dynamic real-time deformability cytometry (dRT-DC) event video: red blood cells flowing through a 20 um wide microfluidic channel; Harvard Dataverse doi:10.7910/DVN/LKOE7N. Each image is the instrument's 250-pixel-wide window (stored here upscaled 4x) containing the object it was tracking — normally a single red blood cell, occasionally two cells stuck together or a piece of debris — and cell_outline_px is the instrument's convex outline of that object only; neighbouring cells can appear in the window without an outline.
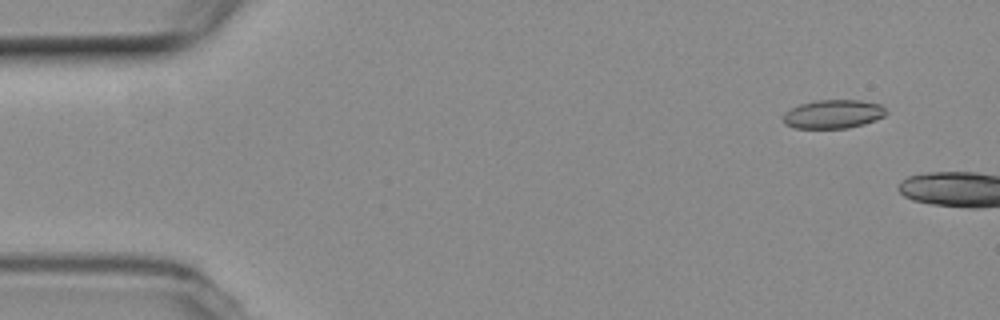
{"species": "common noctule bat (a hibernating species)", "species_latin": "Nyctalus noctula", "temperature_condition": "room temperature", "stored_images_in_passage": 4, "camera_frame_rate_fps": 3000, "um_per_image_px": 0.085, "animal": {"sex": "female", "body_mass_g": 19.3, "forearm_length_mm": 54.1}, "frame": {"image": 1, "passage_image": 1, "time_ms": 0.0, "image_size_px": [1000, 320], "cell_outline_px": [[888, 112], [884, 116], [876, 120], [864, 124], [848, 128], [796, 128], [784, 124], [784, 112], [800, 104], [816, 100], [860, 100], [880, 104]], "centroid_in_image_um": [70.84, 9.7], "position_along_channel_um": 14.2, "area_um2": 17.22}}